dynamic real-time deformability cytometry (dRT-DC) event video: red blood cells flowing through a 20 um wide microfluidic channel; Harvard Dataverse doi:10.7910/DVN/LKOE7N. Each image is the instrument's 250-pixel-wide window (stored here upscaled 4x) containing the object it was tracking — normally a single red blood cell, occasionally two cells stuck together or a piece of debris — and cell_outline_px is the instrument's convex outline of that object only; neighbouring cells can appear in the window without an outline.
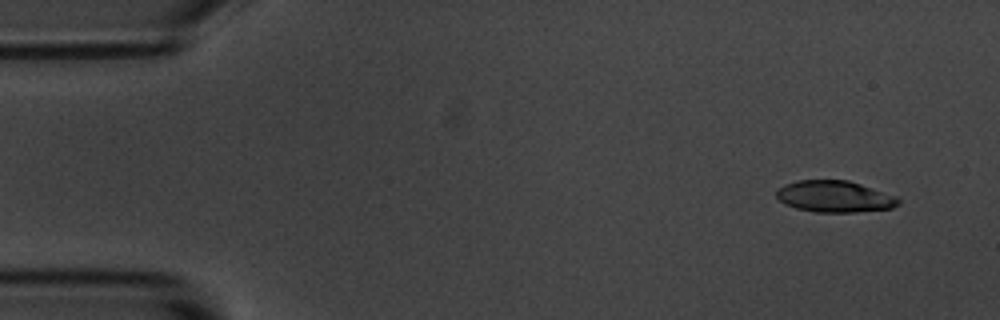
{"species": "common noctule bat (a hibernating species)", "species_latin": "Nyctalus noctula", "temperature_condition": "room temperature", "stored_images_in_passage": 6, "segment_of_instrument_passage": [2, 2], "camera_frame_rate_fps": 3000, "um_per_image_px": 0.085, "animal": {"sex": "male", "body_mass_g": 20.1, "forearm_length_mm": 53.5}, "frame": {"image": 1, "passage_image": 6, "time_ms": 5.667, "image_size_px": [1000, 320], "cell_outline_px": [[900, 204], [892, 208], [856, 212], [816, 212], [796, 208], [784, 204], [776, 196], [776, 188], [784, 184], [796, 180], [848, 180], [896, 196], [900, 200]], "centroid_in_image_um": [70.91, 16.7], "position_along_channel_um": 14.1, "area_um2": 22.48}}